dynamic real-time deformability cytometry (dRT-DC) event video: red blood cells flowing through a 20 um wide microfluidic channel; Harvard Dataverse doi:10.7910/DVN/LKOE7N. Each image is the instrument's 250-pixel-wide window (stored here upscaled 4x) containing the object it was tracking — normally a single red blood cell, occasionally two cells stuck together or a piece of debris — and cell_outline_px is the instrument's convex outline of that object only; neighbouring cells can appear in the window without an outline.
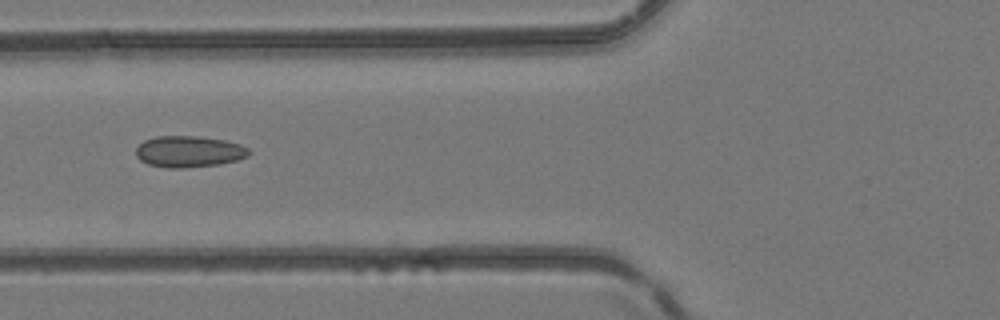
{"species": "common noctule bat (a hibernating species)", "species_latin": "Nyctalus noctula", "temperature_condition": "room temperature", "stored_images_in_passage": 4, "camera_frame_rate_fps": 3000, "um_per_image_px": 0.085, "animal": {"sex": "female", "body_mass_g": 24.6, "forearm_length_mm": 56.2}, "frame": {"image": 1, "passage_image": 4, "time_ms": 1.0, "image_size_px": [1000, 320], "cell_outline_px": [[252, 152], [248, 156], [236, 160], [220, 164], [180, 168], [168, 168], [148, 164], [140, 160], [136, 156], [136, 148], [144, 140], [156, 136], [200, 136], [224, 140], [240, 144], [248, 148]], "centroid_in_image_um": [16.06, 12.88], "position_along_channel_um": 109.7, "area_um2": 20.69}}